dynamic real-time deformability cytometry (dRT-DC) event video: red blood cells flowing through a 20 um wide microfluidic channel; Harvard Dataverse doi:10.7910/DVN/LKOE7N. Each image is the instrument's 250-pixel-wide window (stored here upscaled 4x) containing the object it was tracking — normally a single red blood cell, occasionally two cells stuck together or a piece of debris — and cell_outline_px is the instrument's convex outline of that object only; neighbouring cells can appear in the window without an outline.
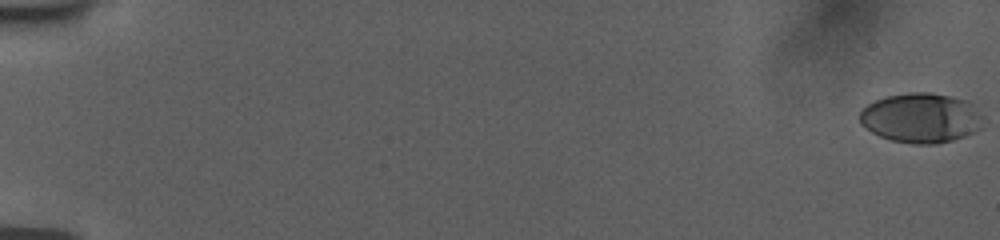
{"species": "human", "species_latin": "Homo sapiens", "temperature_condition": "room temperature", "stored_images_in_passage": 57, "camera_frame_rate_fps": 3000, "um_per_image_px": 0.085, "donor": {"sex": "female"}, "frame": {"image": 1, "passage_image": 1, "time_ms": 0.0, "image_size_px": [1000, 240], "cell_outline_px": [[984, 128], [964, 136], [952, 140], [936, 144], [912, 144], [892, 140], [880, 136], [872, 132], [860, 124], [860, 112], [868, 104], [884, 96], [908, 92], [928, 92], [952, 96], [968, 100], [972, 104], [980, 116]], "centroid_in_image_um": [78.29, 10.02], "position_along_channel_um": 6.7, "area_um2": 35.89}}
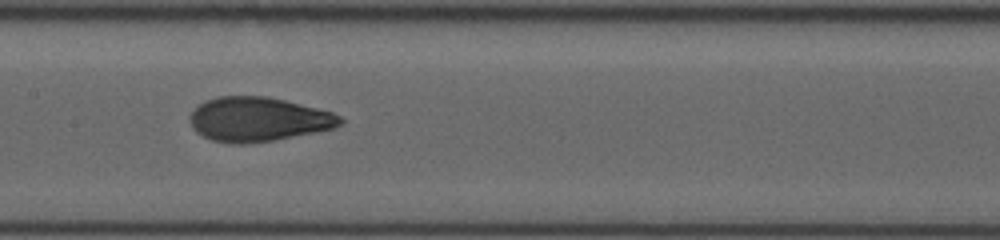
{"frame": {"image": 2, "passage_image": 31, "time_ms": 10.0, "image_size_px": [1000, 240], "cell_outline_px": [[344, 120], [336, 128], [272, 140], [244, 144], [228, 144], [212, 140], [196, 132], [192, 128], [192, 112], [200, 104], [208, 100], [220, 96], [268, 96], [332, 112], [340, 116]], "centroid_in_image_um": [21.96, 10.15], "position_along_channel_um": 185.4, "area_um2": 38.38}}
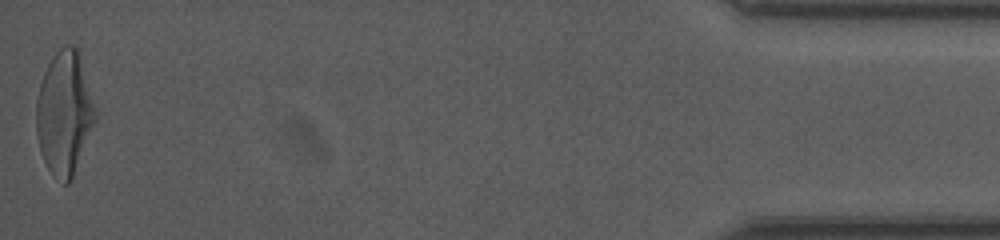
{"frame": {"image": 3, "passage_image": 57, "time_ms": 18.667, "image_size_px": [1000, 240], "cell_outline_px": [[100, 112], [72, 176], [68, 184], [64, 184], [56, 180], [52, 176], [40, 152], [36, 136], [36, 100], [40, 84], [44, 72], [52, 56], [64, 44], [72, 44], [80, 48]], "centroid_in_image_um": [5.53, 9.53], "position_along_channel_um": 429.7, "area_um2": 43.99}, "authors_computed_cell_mechanics": {"area_um2": 37.9746, "velocity_mm_per_s": 3.7737, "shape_relaxation_time_tau1_ms": 3.6096, "shape_relaxation_time_tau2_ms": 1.1372, "deformation_change_tau1": 0.1894, "deformation_change_tau2": 0.0693}}